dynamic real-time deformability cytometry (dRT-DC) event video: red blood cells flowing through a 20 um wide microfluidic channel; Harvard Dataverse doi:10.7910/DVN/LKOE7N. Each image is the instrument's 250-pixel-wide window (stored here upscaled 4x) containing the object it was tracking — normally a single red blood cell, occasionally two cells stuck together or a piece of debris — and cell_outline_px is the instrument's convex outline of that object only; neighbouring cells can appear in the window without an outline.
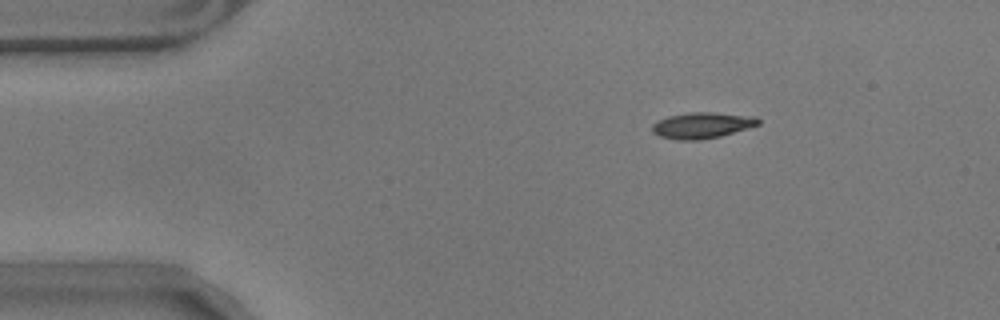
{"species": "common noctule bat (a hibernating species)", "species_latin": "Nyctalus noctula", "temperature_condition": "warm", "stored_images_in_passage": 50, "camera_frame_rate_fps": 3000, "um_per_image_px": 0.085, "animal": {"sex": "male", "body_mass_g": 17.9}, "frame": {"image": 1, "passage_image": 2, "time_ms": 0.333, "image_size_px": [1000, 320], "cell_outline_px": [[760, 124], [720, 136], [700, 140], [680, 140], [660, 136], [652, 132], [652, 124], [668, 116], [692, 112], [712, 112], [756, 116], [760, 120]], "centroid_in_image_um": [59.69, 10.65], "position_along_channel_um": 25.3, "area_um2": 15.95}}
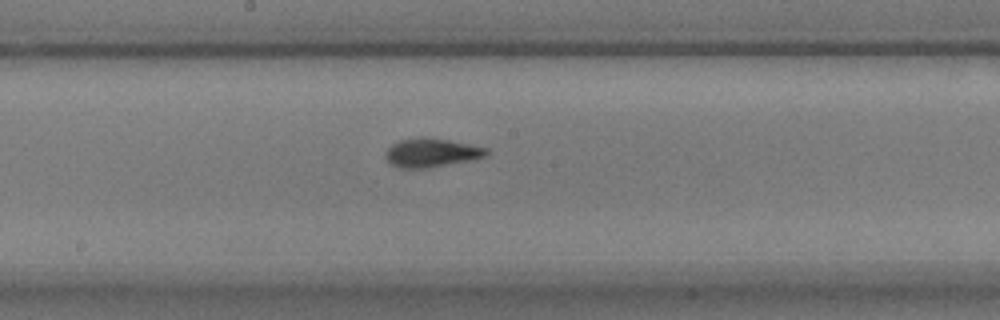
{"frame": {"image": 2, "passage_image": 23, "time_ms": 7.333, "image_size_px": [1000, 320], "cell_outline_px": [[488, 156], [428, 168], [400, 168], [392, 164], [384, 156], [384, 152], [392, 144], [400, 140], [424, 136], [448, 140], [488, 148]], "centroid_in_image_um": [36.65, 12.97], "position_along_channel_um": 211.6, "area_um2": 16.82}}
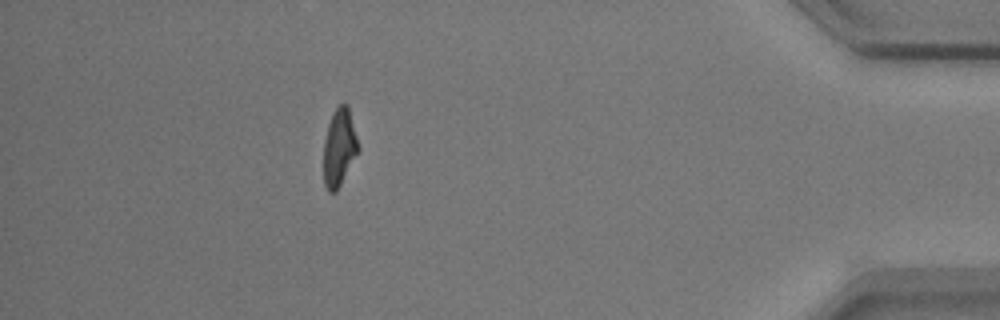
{"frame": {"image": 3, "passage_image": 44, "time_ms": 14.333, "image_size_px": [1000, 320], "cell_outline_px": [[360, 148], [336, 192], [328, 192], [324, 184], [324, 140], [328, 124], [332, 112], [344, 100], [348, 104]], "centroid_in_image_um": [28.84, 12.48], "position_along_channel_um": 406.4, "area_um2": 15.72}, "authors_computed_cell_mechanics": {"area_um2": 15.9528, "velocity_mm_per_s": 3.5348, "shape_relaxation_time_tau1_ms": 5.4671, "shape_relaxation_time_tau2_ms": 1.6955, "deformation_change_tau1": 0.2257, "deformation_change_tau2": 0.0906}}